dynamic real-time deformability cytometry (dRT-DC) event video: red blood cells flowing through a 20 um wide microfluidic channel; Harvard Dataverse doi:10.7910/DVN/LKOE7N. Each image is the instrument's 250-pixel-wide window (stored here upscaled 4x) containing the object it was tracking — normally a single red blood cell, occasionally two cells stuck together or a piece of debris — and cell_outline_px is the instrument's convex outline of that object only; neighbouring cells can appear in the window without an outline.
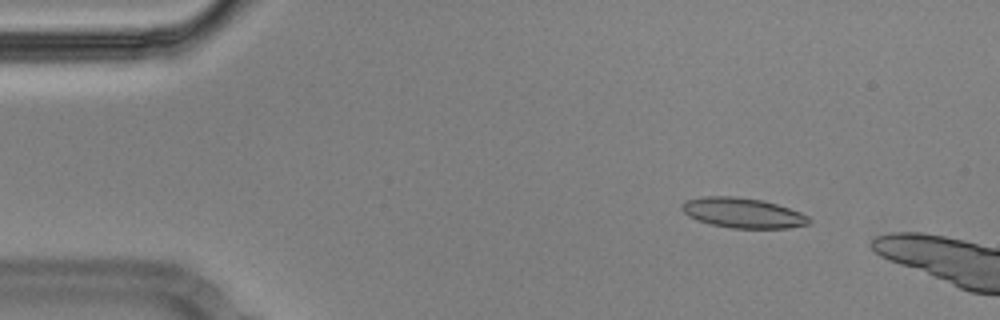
{"species": "Egyptian fruit bat (a non-hibernating species)", "species_latin": "Rousettus aegyptiacus", "temperature_condition": "cold", "stored_images_in_passage": 10, "camera_frame_rate_fps": 3000, "um_per_image_px": 0.085, "animal": {"sex": "male"}, "frame": {"image": 1, "passage_image": 6, "time_ms": 1.667, "image_size_px": [1000, 320], "cell_outline_px": [[812, 220], [808, 224], [788, 228], [732, 228], [708, 224], [696, 220], [688, 216], [680, 208], [680, 204], [684, 200], [704, 196], [736, 196], [764, 200], [800, 212], [808, 216]], "centroid_in_image_um": [63.09, 18.09], "position_along_channel_um": 21.9, "area_um2": 22.54}}